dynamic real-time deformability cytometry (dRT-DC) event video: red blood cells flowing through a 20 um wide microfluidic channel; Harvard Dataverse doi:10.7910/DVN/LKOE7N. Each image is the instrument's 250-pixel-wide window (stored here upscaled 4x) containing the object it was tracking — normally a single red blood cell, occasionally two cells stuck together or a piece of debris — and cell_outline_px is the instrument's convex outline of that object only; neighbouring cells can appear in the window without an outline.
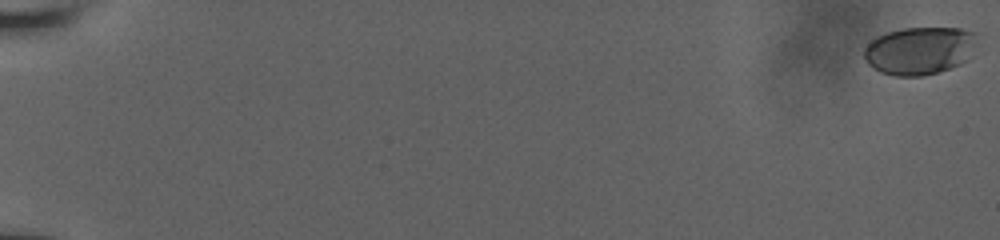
{"species": "human", "species_latin": "Homo sapiens", "temperature_condition": "room temperature", "stored_images_in_passage": 94, "camera_frame_rate_fps": 3000, "um_per_image_px": 0.085, "donor": {"sex": "male"}, "frame": {"image": 1, "passage_image": 1, "time_ms": 0.0, "image_size_px": [1000, 240], "cell_outline_px": [[976, 32], [964, 60], [960, 64], [924, 76], [896, 76], [880, 72], [872, 68], [864, 60], [864, 48], [876, 36], [888, 32], [904, 28], [960, 28]], "centroid_in_image_um": [78.04, 4.3], "position_along_channel_um": 7.0, "area_um2": 30.81}}
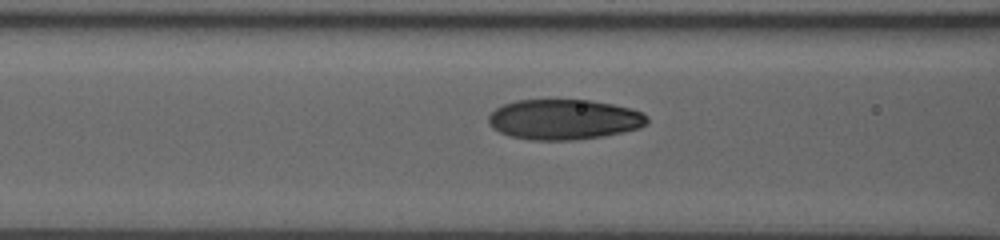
{"frame": {"image": 2, "passage_image": 64, "time_ms": 9.0, "image_size_px": [1000, 240], "cell_outline_px": [[648, 124], [640, 128], [604, 136], [576, 140], [532, 140], [508, 136], [492, 128], [488, 120], [488, 116], [496, 108], [504, 104], [516, 100], [588, 100], [612, 104], [632, 108], [648, 116]], "centroid_in_image_um": [47.95, 10.16], "position_along_channel_um": 118.7, "area_um2": 37.4}}
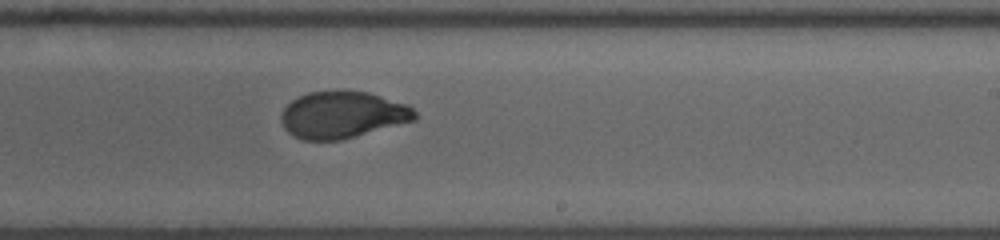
{"frame": {"image": 3, "passage_image": 93, "time_ms": 12.667, "image_size_px": [1000, 240], "cell_outline_px": [[420, 116], [416, 120], [340, 140], [304, 140], [288, 132], [284, 128], [280, 120], [280, 116], [284, 108], [292, 100], [308, 92], [344, 88], [368, 92], [408, 104]], "centroid_in_image_um": [29.13, 9.72], "position_along_channel_um": 259.9, "area_um2": 37.05}}